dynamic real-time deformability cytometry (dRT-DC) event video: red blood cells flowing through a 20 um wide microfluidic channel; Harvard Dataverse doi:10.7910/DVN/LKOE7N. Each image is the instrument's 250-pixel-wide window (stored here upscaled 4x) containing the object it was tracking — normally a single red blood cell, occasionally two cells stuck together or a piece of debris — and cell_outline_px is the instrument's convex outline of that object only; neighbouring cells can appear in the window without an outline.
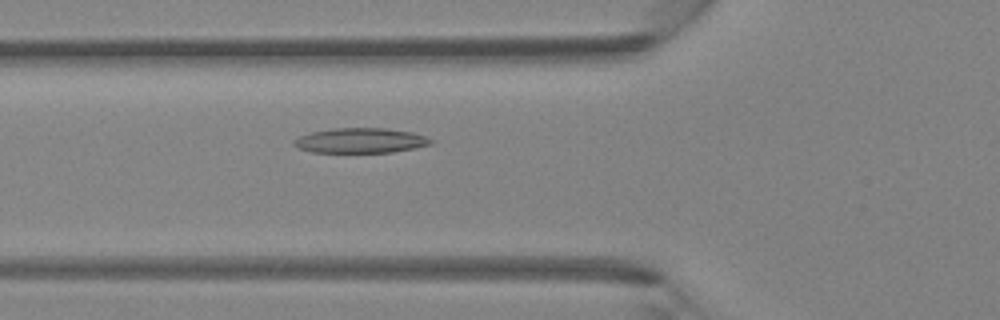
{"species": "Egyptian fruit bat (a non-hibernating species)", "species_latin": "Rousettus aegyptiacus", "temperature_condition": "room temperature", "stored_images_in_passage": 28, "camera_frame_rate_fps": 3000, "um_per_image_px": 0.085, "animal": {"sex": "female"}, "frame": {"image": 1, "passage_image": 4, "time_ms": 1.0, "image_size_px": [1000, 320], "cell_outline_px": [[432, 144], [416, 148], [392, 152], [312, 152], [300, 148], [292, 144], [292, 140], [300, 136], [312, 132], [332, 128], [384, 128], [412, 132], [424, 136], [432, 140]], "centroid_in_image_um": [30.64, 11.94], "position_along_channel_um": 95.2, "area_um2": 19.83}}
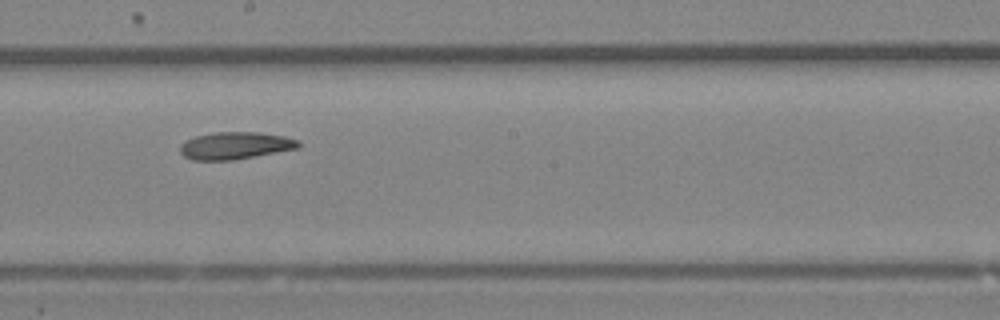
{"frame": {"image": 2, "passage_image": 13, "time_ms": 4.0, "image_size_px": [1000, 320], "cell_outline_px": [[300, 148], [232, 160], [192, 160], [184, 156], [180, 152], [180, 144], [196, 136], [212, 132], [260, 132], [284, 136], [300, 140]], "centroid_in_image_um": [20.02, 12.37], "position_along_channel_um": 228.2, "area_um2": 18.84}}
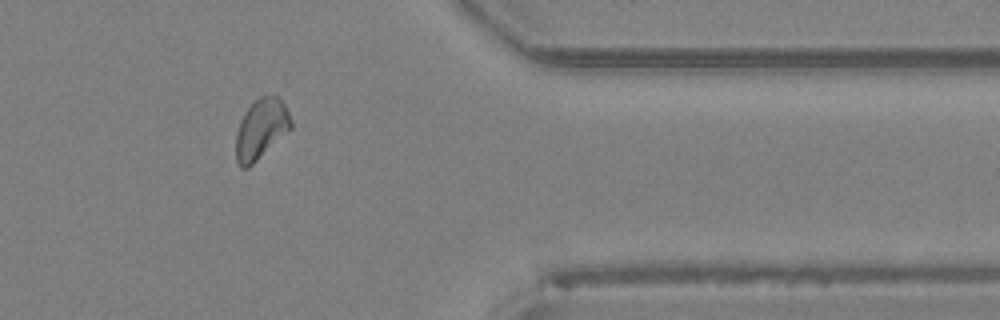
{"frame": {"image": 3, "passage_image": 25, "time_ms": 8.0, "image_size_px": [1000, 320], "cell_outline_px": [[292, 128], [248, 168], [240, 168], [236, 160], [236, 132], [240, 120], [244, 112], [260, 96], [276, 96], [284, 104], [292, 120]], "centroid_in_image_um": [22.18, 10.98], "position_along_channel_um": 389.2, "area_um2": 19.13}}